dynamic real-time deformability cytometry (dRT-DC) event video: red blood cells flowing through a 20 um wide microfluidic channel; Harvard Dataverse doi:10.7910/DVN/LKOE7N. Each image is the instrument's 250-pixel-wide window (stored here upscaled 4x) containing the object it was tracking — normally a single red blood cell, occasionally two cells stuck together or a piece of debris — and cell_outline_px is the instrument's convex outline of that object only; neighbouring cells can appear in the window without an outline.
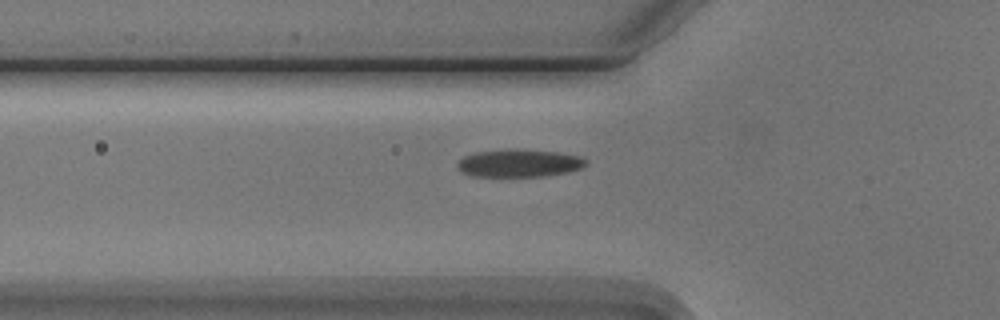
{"species": "Egyptian fruit bat (a non-hibernating species)", "species_latin": "Rousettus aegyptiacus", "temperature_condition": "cold", "stored_images_in_passage": 4, "camera_frame_rate_fps": 3000, "um_per_image_px": 0.085, "animal": {"sex": "male"}, "frame": {"image": 1, "passage_image": 4, "time_ms": 3.333, "image_size_px": [1000, 320], "cell_outline_px": [[588, 164], [584, 168], [568, 172], [544, 176], [472, 176], [464, 172], [456, 164], [464, 156], [476, 152], [508, 148], [556, 152], [580, 156], [588, 160]], "centroid_in_image_um": [44.19, 13.86], "position_along_channel_um": 81.6, "area_um2": 20.81}}